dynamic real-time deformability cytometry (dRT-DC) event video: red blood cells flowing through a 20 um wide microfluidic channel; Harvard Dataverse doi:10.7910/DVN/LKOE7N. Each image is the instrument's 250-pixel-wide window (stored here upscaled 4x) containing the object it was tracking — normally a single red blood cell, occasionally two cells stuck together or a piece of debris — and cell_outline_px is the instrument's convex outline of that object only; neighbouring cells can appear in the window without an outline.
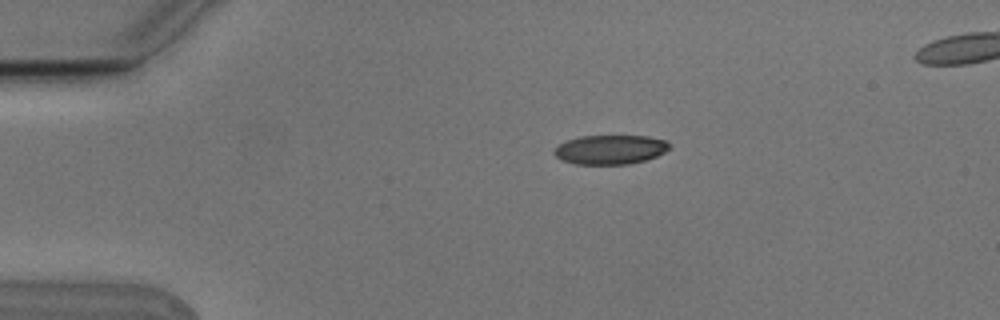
{"species": "Egyptian fruit bat (a non-hibernating species)", "species_latin": "Rousettus aegyptiacus", "temperature_condition": "cold", "stored_images_in_passage": 3, "camera_frame_rate_fps": 3000, "um_per_image_px": 0.085, "animal": {"sex": "male"}, "frame": {"image": 1, "passage_image": 1, "time_ms": 0.0, "image_size_px": [1000, 320], "cell_outline_px": [[668, 148], [664, 152], [656, 156], [644, 160], [628, 164], [576, 164], [560, 160], [552, 152], [560, 144], [568, 140], [580, 136], [648, 136], [664, 140], [668, 144]], "centroid_in_image_um": [51.83, 12.72], "position_along_channel_um": 33.2, "area_um2": 19.42}}